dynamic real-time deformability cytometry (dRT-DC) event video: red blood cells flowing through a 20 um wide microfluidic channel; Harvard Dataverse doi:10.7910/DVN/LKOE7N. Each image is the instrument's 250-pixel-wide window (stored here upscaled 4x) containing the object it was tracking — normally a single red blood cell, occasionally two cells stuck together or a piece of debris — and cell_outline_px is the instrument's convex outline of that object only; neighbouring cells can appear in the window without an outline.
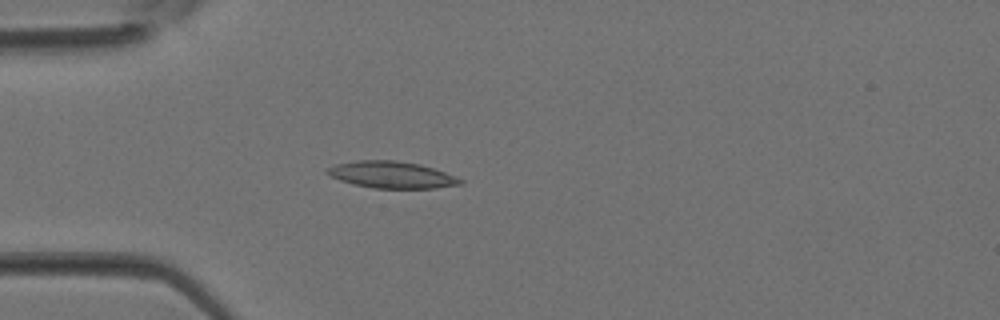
{"species": "Egyptian fruit bat (a non-hibernating species)", "species_latin": "Rousettus aegyptiacus", "temperature_condition": "room temperature", "stored_images_in_passage": 3, "camera_frame_rate_fps": 3000, "um_per_image_px": 0.085, "animal": {"sex": "female"}, "frame": {"image": 1, "passage_image": 3, "time_ms": 0.667, "image_size_px": [1000, 320], "cell_outline_px": [[464, 184], [436, 188], [372, 188], [352, 184], [340, 180], [324, 172], [328, 168], [336, 164], [356, 160], [396, 160], [420, 164], [444, 172], [464, 180]], "centroid_in_image_um": [33.29, 14.86], "position_along_channel_um": 51.7, "area_um2": 20.75}}